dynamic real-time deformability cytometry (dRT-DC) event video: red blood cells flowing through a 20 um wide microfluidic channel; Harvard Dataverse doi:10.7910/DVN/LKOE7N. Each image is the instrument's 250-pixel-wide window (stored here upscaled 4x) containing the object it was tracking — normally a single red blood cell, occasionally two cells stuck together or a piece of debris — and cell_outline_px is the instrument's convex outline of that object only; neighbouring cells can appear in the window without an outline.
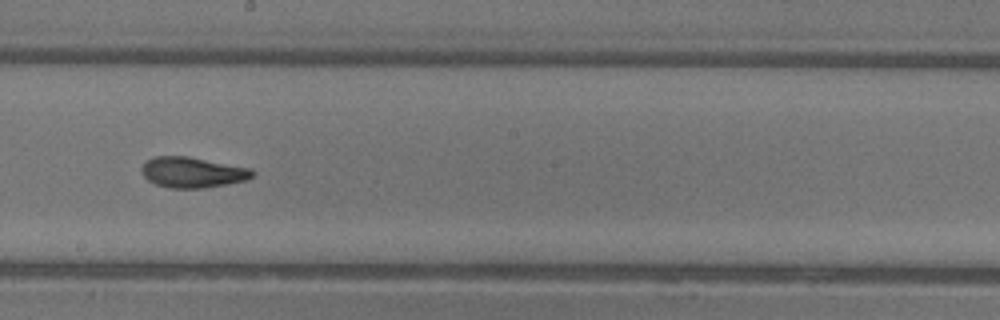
{"species": "common noctule bat (a hibernating species)", "species_latin": "Nyctalus noctula", "temperature_condition": "warm", "stored_images_in_passage": 30, "camera_frame_rate_fps": 3000, "um_per_image_px": 0.085, "animal": {"sex": "female"}, "frame": {"image": 1, "passage_image": 13, "time_ms": 4.0, "image_size_px": [1000, 320], "cell_outline_px": [[256, 172], [252, 176], [244, 180], [228, 184], [204, 188], [168, 188], [156, 184], [148, 180], [144, 176], [140, 168], [148, 160], [156, 156], [188, 156], [252, 168]], "centroid_in_image_um": [16.38, 14.65], "position_along_channel_um": 231.8, "area_um2": 19.77}}
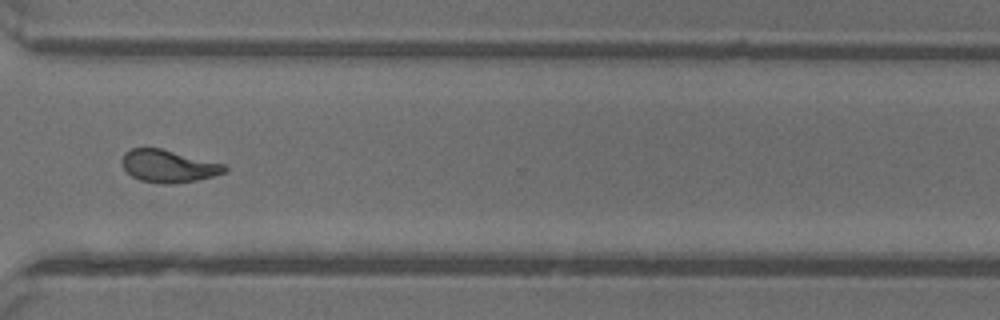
{"frame": {"image": 2, "passage_image": 22, "time_ms": 7.0, "image_size_px": [1000, 320], "cell_outline_px": [[228, 172], [196, 180], [168, 184], [164, 184], [140, 180], [132, 176], [120, 164], [120, 160], [124, 152], [132, 148], [160, 148], [224, 164], [228, 168]], "centroid_in_image_um": [14.29, 14.11], "position_along_channel_um": 356.3, "area_um2": 19.36}, "authors_computed_cell_mechanics": {"area_um2": 19.4208, "velocity_mm_per_s": 4.1558, "shape_relaxation_time_tau1_ms": 5.3149, "shape_relaxation_time_tau2_ms": 1.8277, "deformation_change_tau1": 0.198, "deformation_change_tau2": 0.0949}}